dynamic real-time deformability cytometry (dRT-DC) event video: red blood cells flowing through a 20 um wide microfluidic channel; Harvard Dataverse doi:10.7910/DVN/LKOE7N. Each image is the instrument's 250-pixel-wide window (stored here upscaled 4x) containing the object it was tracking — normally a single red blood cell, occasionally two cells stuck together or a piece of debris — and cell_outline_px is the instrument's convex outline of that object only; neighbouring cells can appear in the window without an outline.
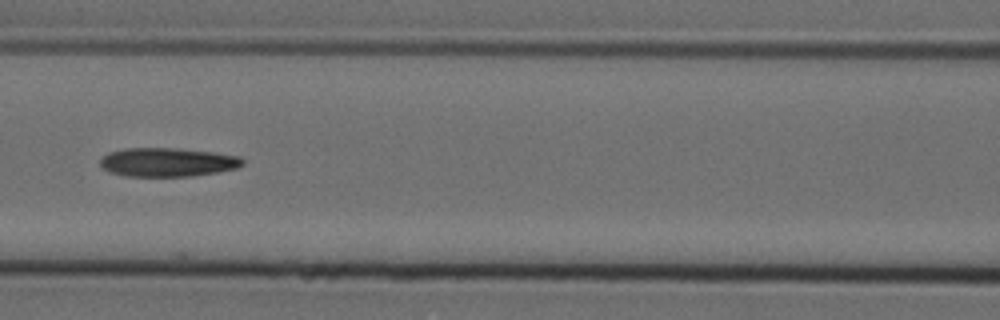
{"species": "Egyptian fruit bat (a non-hibernating species)", "species_latin": "Rousettus aegyptiacus", "temperature_condition": "cold", "stored_images_in_passage": 9, "camera_frame_rate_fps": 3000, "um_per_image_px": 0.085, "animal": {"sex": "female"}, "frame": {"image": 1, "passage_image": 6, "time_ms": 1.667, "image_size_px": [1000, 320], "cell_outline_px": [[244, 164], [236, 168], [216, 172], [192, 176], [128, 176], [112, 172], [104, 168], [100, 164], [100, 160], [108, 152], [124, 148], [176, 148], [212, 152], [240, 156], [244, 160]], "centroid_in_image_um": [14.26, 13.78], "position_along_channel_um": 152.3, "area_um2": 23.76}}
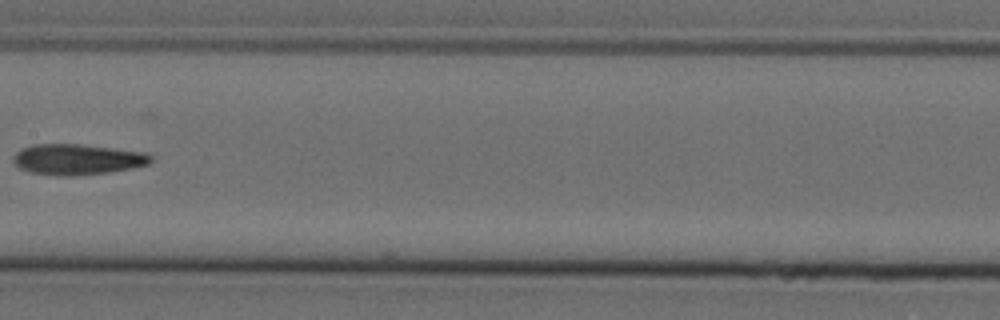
{"frame": {"image": 2, "passage_image": 7, "time_ms": 2.0, "image_size_px": [1000, 320], "cell_outline_px": [[152, 160], [148, 164], [132, 168], [108, 172], [76, 176], [60, 176], [32, 172], [20, 168], [12, 160], [12, 156], [20, 148], [32, 144], [80, 144], [144, 152], [152, 156]], "centroid_in_image_um": [6.54, 13.54], "position_along_channel_um": 200.9, "area_um2": 24.62}}